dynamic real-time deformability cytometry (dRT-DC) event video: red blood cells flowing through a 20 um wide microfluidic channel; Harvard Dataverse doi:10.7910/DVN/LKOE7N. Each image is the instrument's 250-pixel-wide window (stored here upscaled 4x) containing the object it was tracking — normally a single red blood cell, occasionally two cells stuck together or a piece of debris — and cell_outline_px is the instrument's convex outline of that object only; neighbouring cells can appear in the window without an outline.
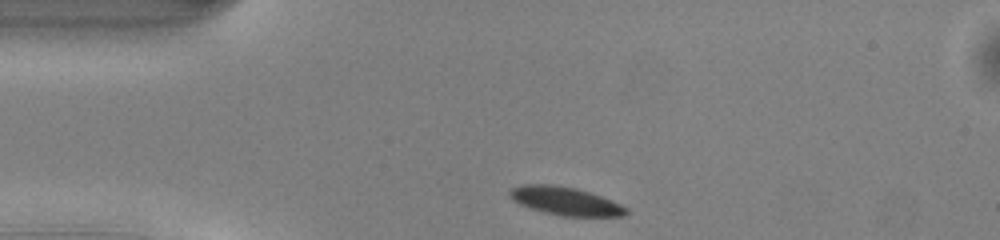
{"species": "common noctule bat (a hibernating species)", "species_latin": "Nyctalus noctula", "temperature_condition": "warm", "stored_images_in_passage": 40, "camera_frame_rate_fps": 3000, "um_per_image_px": 0.085, "animal": {"sex": "male", "body_mass_g": 13.0, "forearm_length_mm": 53.1}, "frame": {"image": 1, "passage_image": 1, "time_ms": 0.0, "image_size_px": [1000, 240], "cell_outline_px": [[628, 212], [624, 216], [560, 216], [528, 208], [512, 200], [508, 196], [508, 192], [512, 188], [520, 184], [556, 184], [576, 188], [600, 196], [620, 204], [628, 208]], "centroid_in_image_um": [48.0, 17.08], "position_along_channel_um": 37.0, "area_um2": 19.31}}
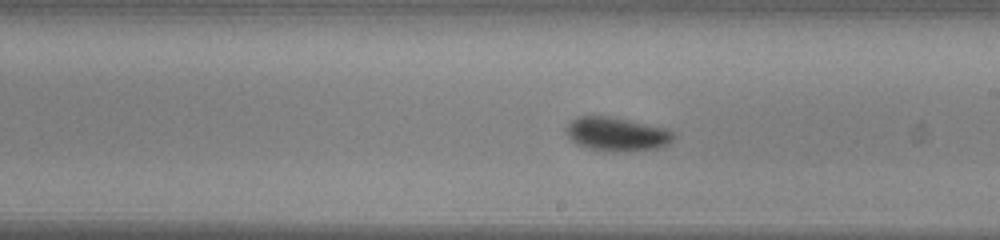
{"frame": {"image": 2, "passage_image": 18, "time_ms": 5.667, "image_size_px": [1000, 240], "cell_outline_px": [[676, 136], [668, 144], [660, 148], [632, 152], [612, 152], [588, 148], [576, 144], [564, 132], [564, 128], [572, 120], [580, 116], [608, 116], [668, 128], [676, 132]], "centroid_in_image_um": [52.47, 11.42], "position_along_channel_um": 236.5, "area_um2": 21.62}}
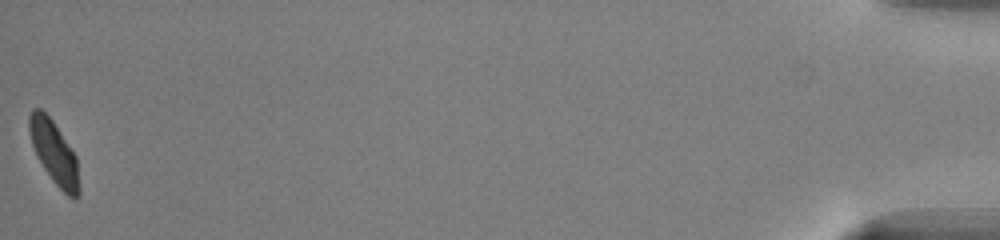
{"frame": {"image": 3, "passage_image": 40, "time_ms": 13.0, "image_size_px": [1000, 240], "cell_outline_px": [[80, 196], [68, 196], [52, 180], [36, 156], [32, 144], [28, 128], [28, 116], [32, 108], [40, 108], [52, 120], [76, 156], [80, 188]], "centroid_in_image_um": [4.58, 12.95], "position_along_channel_um": 430.6, "area_um2": 18.15}, "authors_computed_cell_mechanics": {"area_um2": 19.7965, "velocity_mm_per_s": 4.0927, "shape_relaxation_time_tau1_ms": 2.2563, "shape_relaxation_time_tau2_ms": null, "deformation_change_tau1": 0.1309, "deformation_change_tau2": null}}